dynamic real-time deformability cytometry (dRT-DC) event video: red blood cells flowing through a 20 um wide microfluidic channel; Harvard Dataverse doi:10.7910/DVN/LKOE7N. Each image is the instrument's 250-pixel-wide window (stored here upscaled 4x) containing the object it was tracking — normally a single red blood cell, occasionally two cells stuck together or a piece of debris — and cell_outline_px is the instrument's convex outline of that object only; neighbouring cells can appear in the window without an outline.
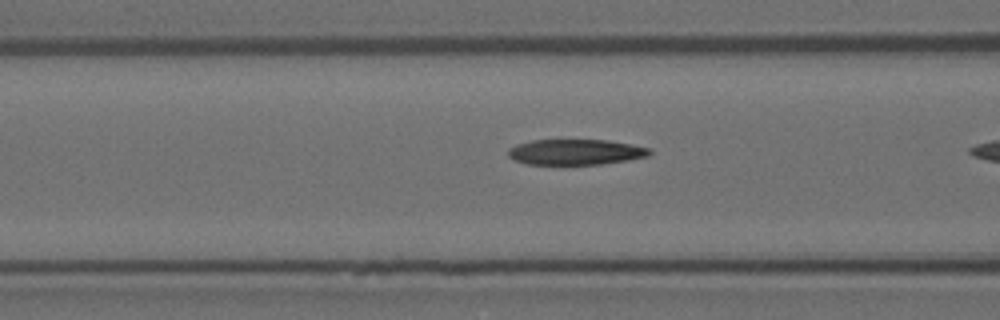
{"species": "Egyptian fruit bat (a non-hibernating species)", "species_latin": "Rousettus aegyptiacus", "temperature_condition": "room temperature", "stored_images_in_passage": 20, "camera_frame_rate_fps": 3000, "um_per_image_px": 0.085, "animal": {"sex": "female"}, "frame": {"image": 1, "passage_image": 19, "time_ms": 6.0, "image_size_px": [1000, 320], "cell_outline_px": [[652, 152], [648, 156], [628, 160], [600, 164], [528, 164], [516, 160], [508, 156], [508, 148], [516, 144], [532, 140], [608, 140], [648, 148]], "centroid_in_image_um": [48.9, 12.92], "position_along_channel_um": 117.7, "area_um2": 20.87}}